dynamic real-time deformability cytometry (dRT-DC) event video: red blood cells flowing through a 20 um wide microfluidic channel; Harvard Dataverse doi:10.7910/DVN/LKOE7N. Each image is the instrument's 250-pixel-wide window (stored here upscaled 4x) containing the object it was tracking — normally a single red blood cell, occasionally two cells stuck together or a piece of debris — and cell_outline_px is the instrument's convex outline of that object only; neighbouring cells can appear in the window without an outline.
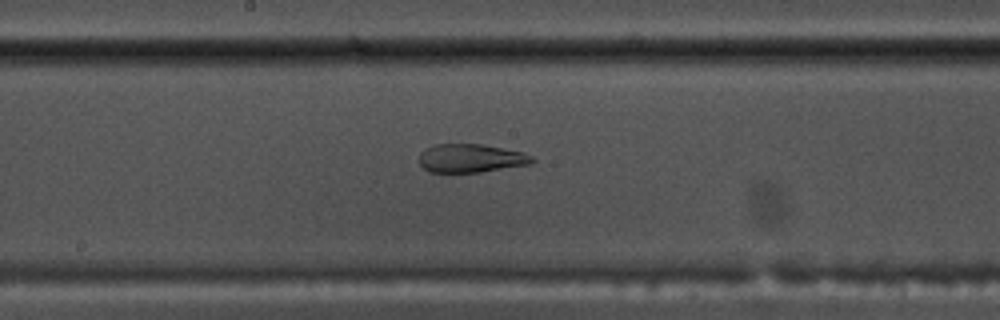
{"species": "common noctule bat (a hibernating species)", "species_latin": "Nyctalus noctula", "temperature_condition": "warm", "stored_images_in_passage": 40, "camera_frame_rate_fps": 3000, "um_per_image_px": 0.085, "animal": {"sex": "male", "body_mass_g": 17.5, "forearm_length_mm": 52.3}, "frame": {"image": 1, "passage_image": 15, "time_ms": 4.667, "image_size_px": [1000, 320], "cell_outline_px": [[536, 160], [532, 164], [480, 172], [428, 172], [420, 164], [420, 152], [424, 148], [436, 144], [480, 144], [524, 152], [532, 156]], "centroid_in_image_um": [40.04, 13.45], "position_along_channel_um": 208.2, "area_um2": 18.84}}
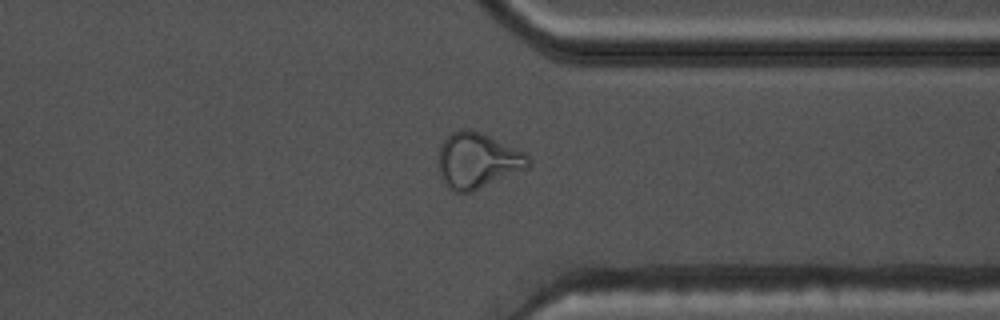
{"frame": {"image": 2, "passage_image": 28, "time_ms": 9.0, "image_size_px": [1000, 320], "cell_outline_px": [[532, 164], [528, 168], [472, 192], [456, 192], [448, 188], [444, 184], [440, 176], [436, 160], [440, 144], [452, 132], [464, 128], [468, 128], [480, 132], [524, 152], [532, 160]], "centroid_in_image_um": [40.55, 13.66], "position_along_channel_um": 370.8, "area_um2": 29.48}}
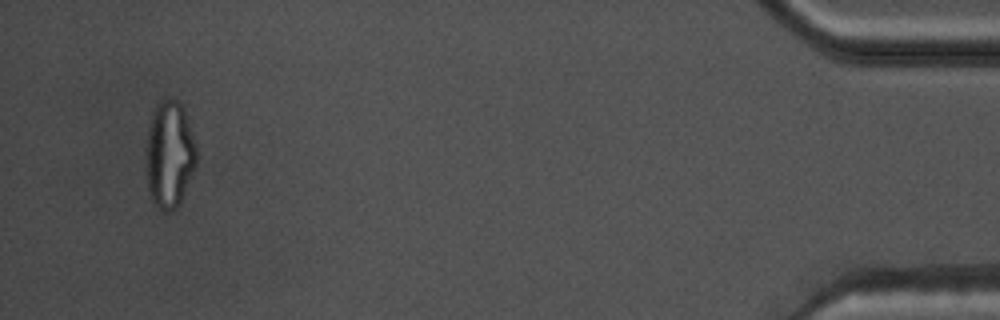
{"frame": {"image": 3, "passage_image": 38, "time_ms": 12.333, "image_size_px": [1000, 320], "cell_outline_px": [[196, 164], [180, 204], [176, 208], [168, 212], [164, 212], [152, 204], [148, 192], [144, 152], [144, 148], [148, 124], [152, 112], [156, 104], [160, 100], [176, 100], [180, 104], [184, 112], [196, 144]], "centroid_in_image_um": [14.35, 13.18], "position_along_channel_um": 420.9, "area_um2": 32.08}, "authors_computed_cell_mechanics": {"area_um2": 23.8136, "velocity_mm_per_s": 3.7866, "shape_relaxation_time_tau1_ms": null, "shape_relaxation_time_tau2_ms": 1.439, "deformation_change_tau1": null, "deformation_change_tau2": 0.0825}}